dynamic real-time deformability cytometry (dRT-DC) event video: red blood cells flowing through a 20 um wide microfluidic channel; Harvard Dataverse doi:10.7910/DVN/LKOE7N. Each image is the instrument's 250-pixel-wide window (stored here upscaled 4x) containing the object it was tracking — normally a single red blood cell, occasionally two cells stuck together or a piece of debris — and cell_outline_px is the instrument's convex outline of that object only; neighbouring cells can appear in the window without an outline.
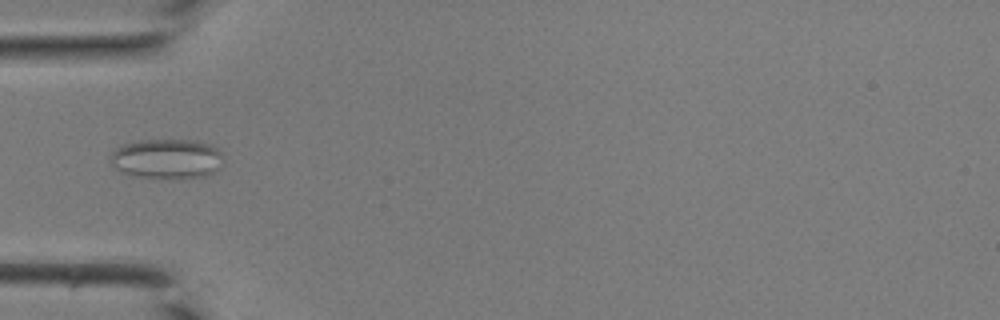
{"species": "common noctule bat (a hibernating species)", "species_latin": "Nyctalus noctula", "temperature_condition": "room temperature", "stored_images_in_passage": 34, "camera_frame_rate_fps": 3000, "um_per_image_px": 0.085, "animal": {"sex": "male", "body_mass_g": 19.0, "forearm_length_mm": 50.8}, "frame": {"image": 1, "passage_image": 5, "time_ms": 1.333, "image_size_px": [1000, 320], "cell_outline_px": [[224, 156], [216, 168], [212, 172], [204, 176], [176, 180], [132, 176], [120, 172], [112, 164], [108, 156], [116, 148], [124, 144], [140, 140], [196, 140], [212, 144], [224, 152]], "centroid_in_image_um": [14.17, 13.51], "position_along_channel_um": 70.8, "area_um2": 26.82}}
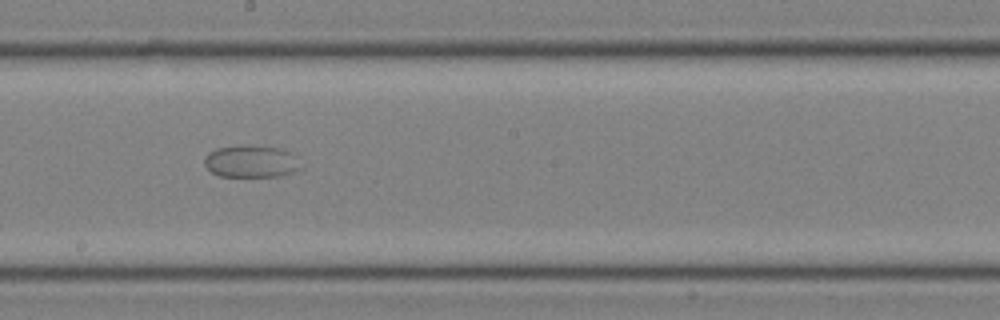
{"frame": {"image": 2, "passage_image": 15, "time_ms": 4.667, "image_size_px": [1000, 320], "cell_outline_px": [[304, 168], [292, 172], [276, 176], [220, 176], [212, 172], [204, 164], [204, 156], [208, 152], [216, 148], [280, 148], [292, 152]], "centroid_in_image_um": [21.37, 13.76], "position_along_channel_um": 226.8, "area_um2": 17.4}}
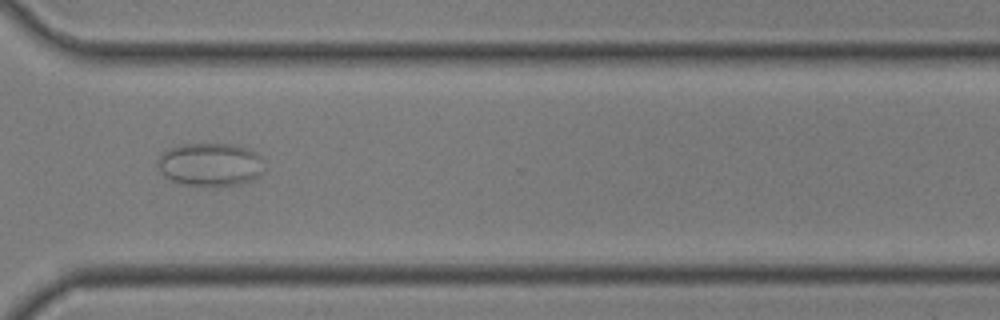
{"frame": {"image": 3, "passage_image": 23, "time_ms": 7.333, "image_size_px": [1000, 320], "cell_outline_px": [[264, 172], [260, 176], [252, 180], [240, 184], [180, 184], [164, 176], [160, 172], [156, 164], [156, 160], [168, 148], [184, 144], [232, 144], [256, 152], [260, 156], [264, 168]], "centroid_in_image_um": [17.86, 13.96], "position_along_channel_um": 352.7, "area_um2": 26.59}}